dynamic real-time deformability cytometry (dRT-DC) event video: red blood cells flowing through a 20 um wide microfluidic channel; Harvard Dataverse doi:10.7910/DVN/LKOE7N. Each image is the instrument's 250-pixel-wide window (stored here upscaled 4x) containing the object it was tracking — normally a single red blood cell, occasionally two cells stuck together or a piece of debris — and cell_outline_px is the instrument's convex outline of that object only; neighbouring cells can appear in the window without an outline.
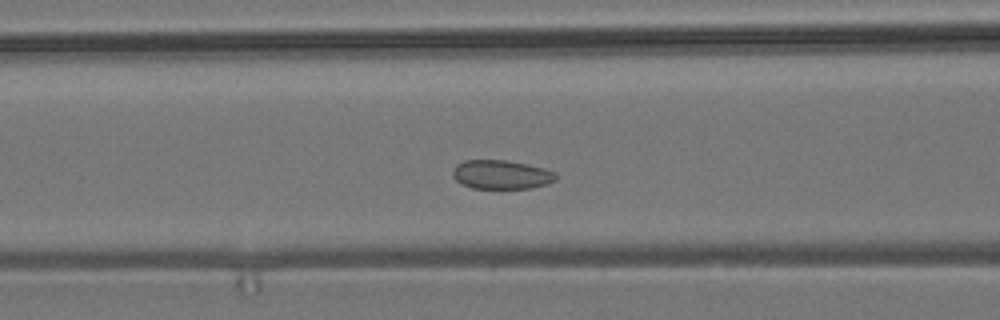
{"species": "common noctule bat (a hibernating species)", "species_latin": "Nyctalus noctula", "temperature_condition": "room temperature", "stored_images_in_passage": 48, "camera_frame_rate_fps": 3000, "um_per_image_px": 0.085, "animal": {"sex": "male", "body_mass_g": 19.2, "forearm_length_mm": 51.8}, "frame": {"image": 1, "passage_image": 16, "time_ms": 5.0, "image_size_px": [1000, 320], "cell_outline_px": [[556, 180], [548, 184], [532, 188], [472, 188], [456, 180], [452, 176], [452, 172], [456, 164], [464, 160], [508, 160], [528, 164], [544, 168], [556, 172]], "centroid_in_image_um": [42.63, 14.83], "position_along_channel_um": 124.0, "area_um2": 17.51}}
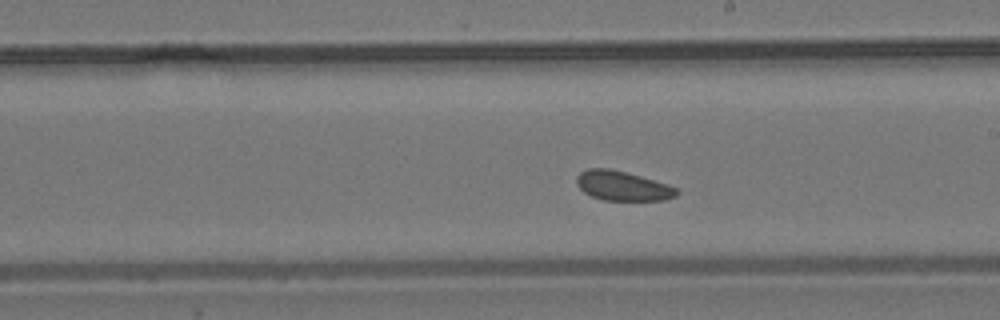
{"frame": {"image": 2, "passage_image": 25, "time_ms": 8.0, "image_size_px": [1000, 320], "cell_outline_px": [[680, 192], [676, 196], [664, 200], [604, 200], [592, 196], [584, 192], [576, 184], [576, 176], [580, 172], [588, 168], [608, 168], [640, 176], [668, 184], [680, 188]], "centroid_in_image_um": [52.94, 15.8], "position_along_channel_um": 236.1, "area_um2": 17.28}}
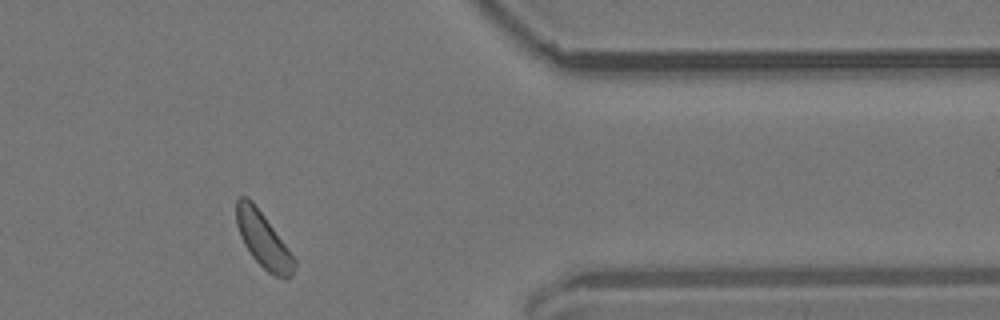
{"frame": {"image": 3, "passage_image": 39, "time_ms": 12.667, "image_size_px": [1000, 320], "cell_outline_px": [[296, 264], [292, 276], [288, 280], [276, 276], [268, 272], [252, 256], [244, 244], [240, 236], [236, 224], [236, 200], [240, 196], [248, 196], [252, 200], [264, 216], [296, 260]], "centroid_in_image_um": [22.36, 20.39], "position_along_channel_um": 389.0, "area_um2": 18.5}, "authors_computed_cell_mechanics": {"area_um2": 18.4093, "velocity_mm_per_s": 3.735, "shape_relaxation_time_tau1_ms": null, "shape_relaxation_time_tau2_ms": 7.2322, "deformation_change_tau1": null, "deformation_change_tau2": 0.102}}